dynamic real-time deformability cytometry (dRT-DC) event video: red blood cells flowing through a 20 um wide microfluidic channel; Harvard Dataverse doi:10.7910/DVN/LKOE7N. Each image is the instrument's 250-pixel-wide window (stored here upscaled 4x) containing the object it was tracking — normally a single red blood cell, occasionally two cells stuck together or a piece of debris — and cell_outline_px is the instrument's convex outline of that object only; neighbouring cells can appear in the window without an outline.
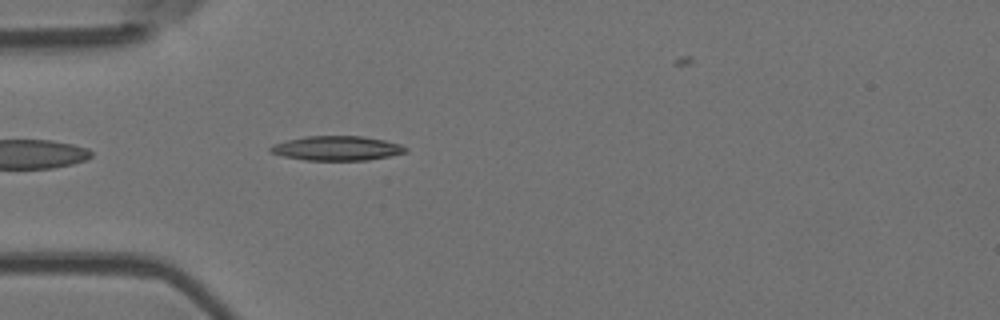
{"species": "Egyptian fruit bat (a non-hibernating species)", "species_latin": "Rousettus aegyptiacus", "temperature_condition": "room temperature", "stored_images_in_passage": 37, "camera_frame_rate_fps": 3000, "um_per_image_px": 0.085, "animal": {"sex": "female"}, "frame": {"image": 1, "passage_image": 3, "time_ms": 0.667, "image_size_px": [1000, 320], "cell_outline_px": [[408, 152], [368, 160], [304, 160], [284, 156], [272, 152], [268, 148], [272, 144], [288, 140], [308, 136], [360, 136], [384, 140], [400, 144], [408, 148]], "centroid_in_image_um": [28.65, 12.6], "position_along_channel_um": 56.3, "area_um2": 19.13}}
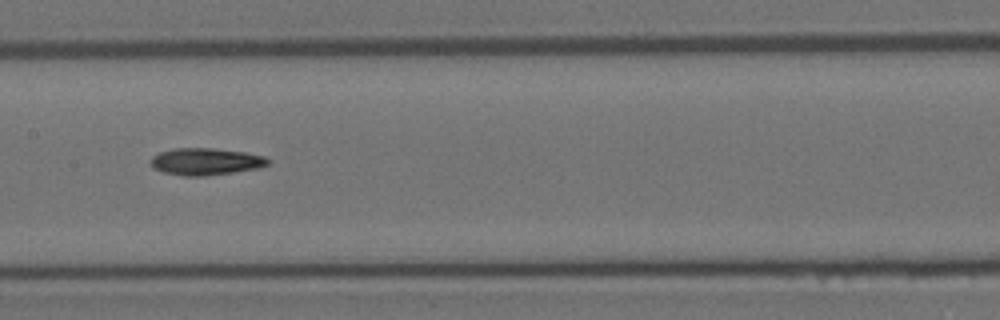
{"frame": {"image": 2, "passage_image": 14, "time_ms": 4.333, "image_size_px": [1000, 320], "cell_outline_px": [[272, 160], [268, 164], [260, 168], [204, 176], [184, 176], [164, 172], [152, 168], [148, 160], [152, 156], [160, 152], [172, 148], [212, 148], [244, 152], [264, 156]], "centroid_in_image_um": [17.46, 13.73], "position_along_channel_um": 189.9, "area_um2": 18.61}}
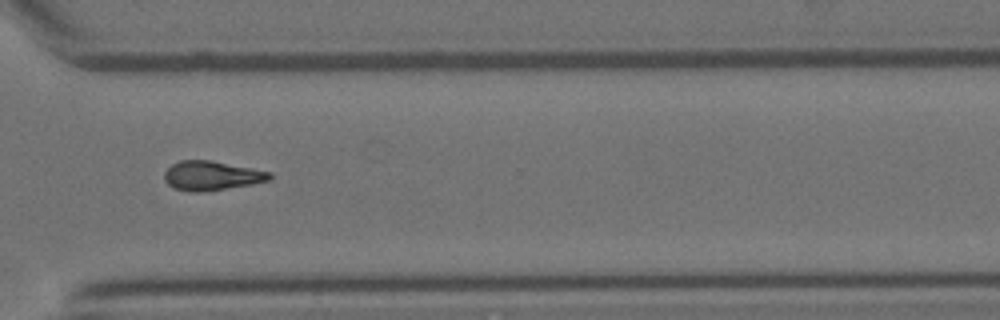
{"frame": {"image": 3, "passage_image": 27, "time_ms": 8.667, "image_size_px": [1000, 320], "cell_outline_px": [[272, 180], [252, 184], [204, 192], [188, 192], [172, 188], [164, 180], [164, 172], [172, 164], [180, 160], [212, 160], [272, 172]], "centroid_in_image_um": [17.99, 14.94], "position_along_channel_um": 352.6, "area_um2": 18.26}, "authors_computed_cell_mechanics": {"area_um2": 17.9758, "velocity_mm_per_s": 3.7715, "shape_relaxation_time_tau1_ms": 8.6588, "shape_relaxation_time_tau2_ms": null, "deformation_change_tau1": 0.2192, "deformation_change_tau2": null}}